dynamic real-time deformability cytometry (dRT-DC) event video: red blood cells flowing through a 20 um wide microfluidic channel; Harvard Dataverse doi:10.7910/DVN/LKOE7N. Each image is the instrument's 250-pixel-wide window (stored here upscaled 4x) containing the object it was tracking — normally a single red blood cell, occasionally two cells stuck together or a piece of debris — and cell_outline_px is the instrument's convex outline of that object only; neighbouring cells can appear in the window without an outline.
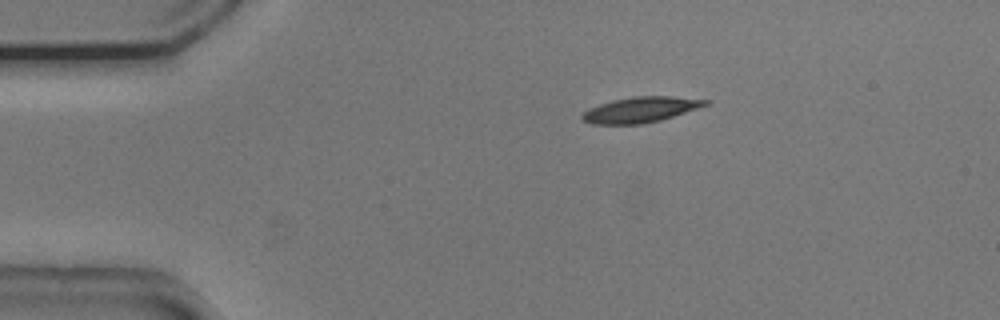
{"species": "common noctule bat (a hibernating species)", "species_latin": "Nyctalus noctula", "temperature_condition": "cold", "stored_images_in_passage": 45, "camera_frame_rate_fps": 3000, "um_per_image_px": 0.085, "animal": {"sex": "male", "body_mass_g": 20.5, "forearm_length_mm": 52.5}, "frame": {"image": 1, "passage_image": 1, "time_ms": 0.0, "image_size_px": [1000, 320], "cell_outline_px": [[712, 100], [708, 104], [660, 120], [640, 124], [592, 124], [580, 120], [580, 116], [588, 108], [612, 100], [632, 96], [672, 96]], "centroid_in_image_um": [54.39, 9.31], "position_along_channel_um": 30.6, "area_um2": 18.26}}
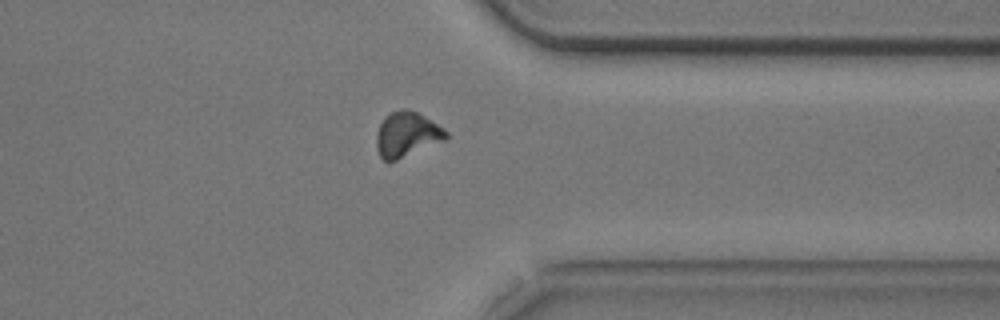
{"frame": {"image": 2, "passage_image": 33, "time_ms": 10.667, "image_size_px": [1000, 320], "cell_outline_px": [[448, 140], [396, 160], [384, 160], [380, 156], [376, 148], [376, 132], [384, 116], [392, 112], [404, 108], [416, 112], [444, 128], [448, 132]], "centroid_in_image_um": [34.59, 11.43], "position_along_channel_um": 376.8, "area_um2": 18.32}}
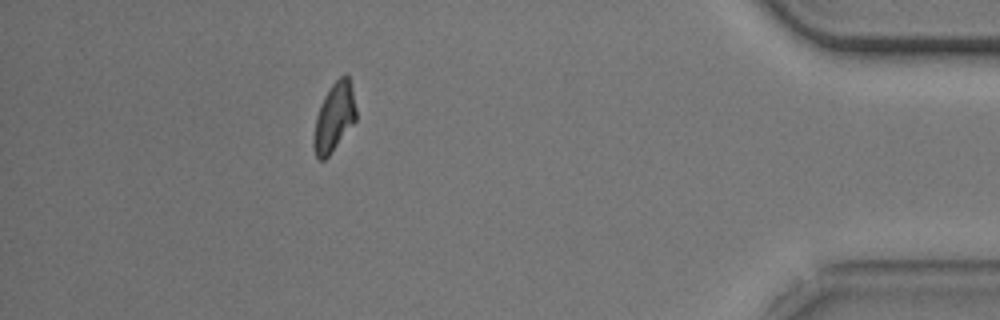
{"frame": {"image": 3, "passage_image": 39, "time_ms": 12.667, "image_size_px": [1000, 320], "cell_outline_px": [[356, 120], [328, 156], [324, 160], [320, 160], [316, 156], [312, 144], [312, 140], [316, 116], [320, 104], [324, 96], [332, 84], [340, 76], [348, 76], [356, 108]], "centroid_in_image_um": [28.37, 9.99], "position_along_channel_um": 406.8, "area_um2": 16.7}, "authors_computed_cell_mechanics": {"area_um2": 18.0914, "velocity_mm_per_s": 3.7494, "shape_relaxation_time_tau1_ms": 1.8806, "shape_relaxation_time_tau2_ms": 3.2387, "deformation_change_tau1": 0.1158, "deformation_change_tau2": 0.0947}}